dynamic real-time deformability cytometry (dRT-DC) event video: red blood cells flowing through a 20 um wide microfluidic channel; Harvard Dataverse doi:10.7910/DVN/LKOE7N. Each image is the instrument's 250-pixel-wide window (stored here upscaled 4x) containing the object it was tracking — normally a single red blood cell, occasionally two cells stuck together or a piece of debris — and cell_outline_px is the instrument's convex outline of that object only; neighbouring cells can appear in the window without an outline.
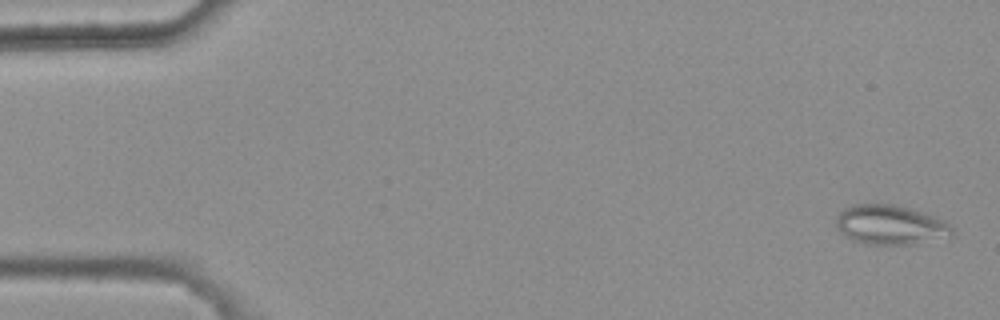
{"species": "common noctule bat (a hibernating species)", "species_latin": "Nyctalus noctula", "temperature_condition": "warm", "stored_images_in_passage": 4, "camera_frame_rate_fps": 3000, "um_per_image_px": 0.085, "animal": {"sex": "female", "body_mass_g": 25.1}, "frame": {"image": 1, "passage_image": 1, "time_ms": 0.0, "image_size_px": [1000, 320], "cell_outline_px": [[952, 236], [912, 244], [868, 244], [852, 240], [840, 232], [836, 224], [836, 216], [844, 208], [852, 204], [892, 204], [924, 212], [936, 216], [944, 220], [952, 228]], "centroid_in_image_um": [75.66, 19.1], "position_along_channel_um": 9.3, "area_um2": 26.65}}